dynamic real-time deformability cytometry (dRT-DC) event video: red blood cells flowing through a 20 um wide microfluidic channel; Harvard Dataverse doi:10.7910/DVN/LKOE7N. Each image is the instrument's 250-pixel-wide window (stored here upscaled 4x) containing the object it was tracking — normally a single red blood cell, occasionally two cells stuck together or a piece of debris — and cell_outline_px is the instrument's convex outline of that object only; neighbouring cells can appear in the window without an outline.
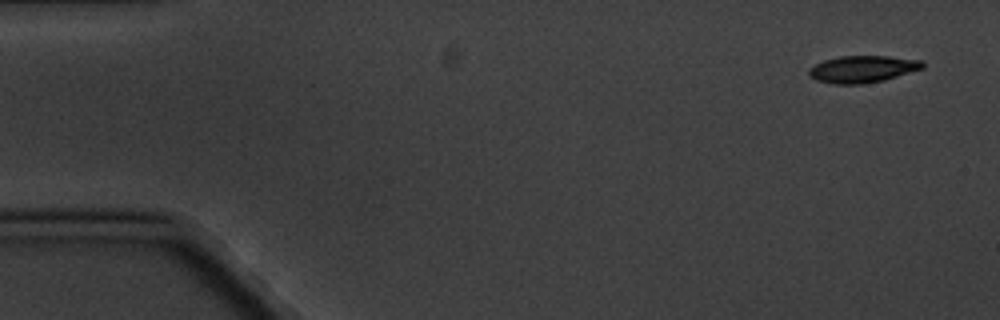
{"species": "common noctule bat (a hibernating species)", "species_latin": "Nyctalus noctula", "temperature_condition": "cold", "stored_images_in_passage": 5, "segment_of_instrument_passage": [2, 2], "camera_frame_rate_fps": 3000, "um_per_image_px": 0.085, "animal": {"sex": "male", "body_mass_g": 20.1, "forearm_length_mm": 53.5}, "frame": {"image": 1, "passage_image": 5, "time_ms": 4.667, "image_size_px": [1000, 320], "cell_outline_px": [[924, 68], [884, 80], [860, 84], [832, 84], [816, 80], [808, 76], [808, 68], [824, 60], [840, 56], [888, 56], [924, 60]], "centroid_in_image_um": [73.31, 5.87], "position_along_channel_um": 11.7, "area_um2": 17.98}}